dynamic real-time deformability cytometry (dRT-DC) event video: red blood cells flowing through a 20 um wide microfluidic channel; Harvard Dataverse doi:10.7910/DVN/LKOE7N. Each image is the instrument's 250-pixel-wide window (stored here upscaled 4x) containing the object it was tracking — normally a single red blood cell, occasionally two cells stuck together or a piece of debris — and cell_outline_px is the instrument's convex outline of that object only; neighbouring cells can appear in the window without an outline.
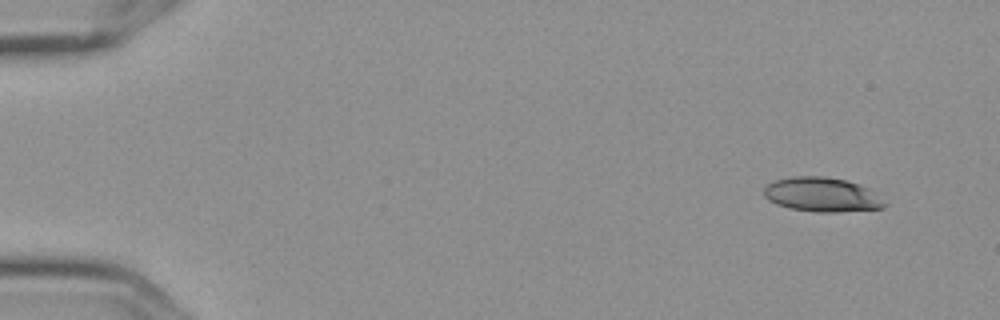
{"species": "Egyptian fruit bat (a non-hibernating species)", "species_latin": "Rousettus aegyptiacus", "temperature_condition": "cold", "stored_images_in_passage": 8, "camera_frame_rate_fps": 3000, "um_per_image_px": 0.085, "frame": {"image": 1, "passage_image": 1, "time_ms": 0.0, "image_size_px": [1000, 320], "cell_outline_px": [[888, 204], [884, 208], [836, 212], [816, 212], [788, 208], [776, 204], [768, 200], [764, 196], [764, 188], [768, 184], [776, 180], [792, 176], [824, 176], [844, 180], [860, 184], [868, 188]], "centroid_in_image_um": [69.86, 16.55], "position_along_channel_um": 15.1, "area_um2": 24.16}}
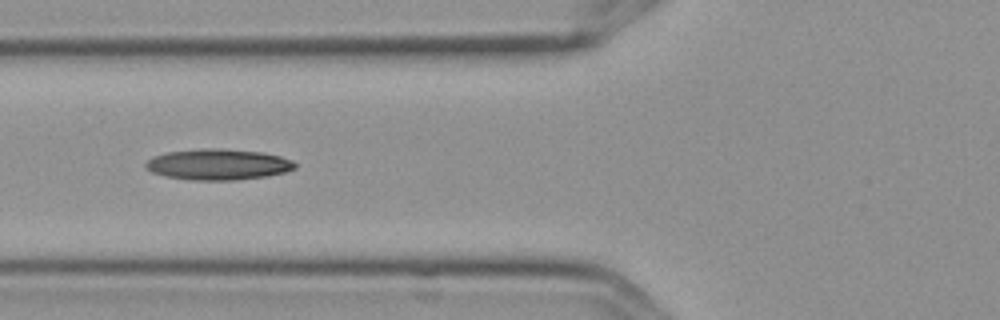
{"frame": {"image": 2, "passage_image": 6, "time_ms": 1.667, "image_size_px": [1000, 320], "cell_outline_px": [[296, 168], [284, 172], [268, 176], [236, 180], [192, 180], [164, 176], [152, 172], [144, 168], [144, 164], [148, 160], [156, 156], [168, 152], [208, 148], [220, 148], [264, 152], [280, 156], [292, 160], [296, 164]], "centroid_in_image_um": [18.56, 13.98], "position_along_channel_um": 107.2, "area_um2": 26.93}}
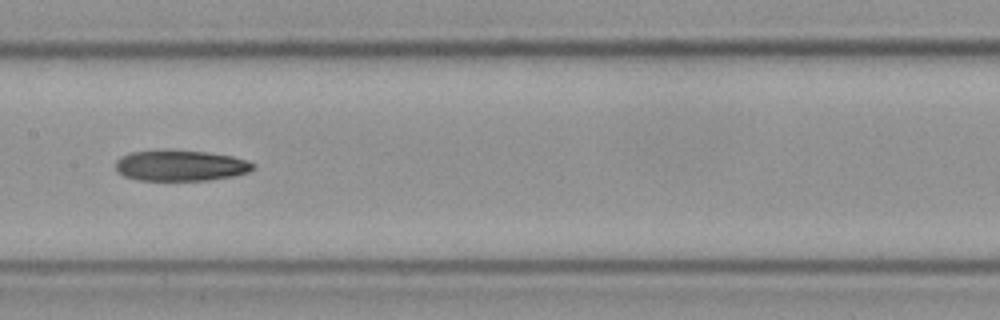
{"frame": {"image": 3, "passage_image": 8, "time_ms": 2.333, "image_size_px": [1000, 320], "cell_outline_px": [[256, 168], [248, 172], [232, 176], [208, 180], [140, 180], [124, 176], [116, 168], [116, 160], [120, 156], [132, 152], [164, 148], [168, 148], [204, 152], [232, 156], [256, 164]], "centroid_in_image_um": [15.33, 14.05], "position_along_channel_um": 192.1, "area_um2": 24.97}}